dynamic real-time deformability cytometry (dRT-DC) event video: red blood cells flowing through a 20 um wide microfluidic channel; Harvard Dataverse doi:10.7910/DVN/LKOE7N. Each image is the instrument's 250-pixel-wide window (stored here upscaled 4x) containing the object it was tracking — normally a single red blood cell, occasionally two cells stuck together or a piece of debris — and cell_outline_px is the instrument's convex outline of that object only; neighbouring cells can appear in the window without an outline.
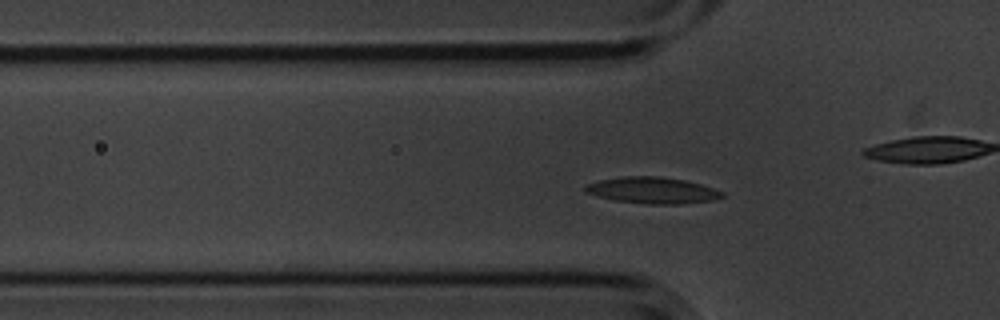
{"species": "common noctule bat (a hibernating species)", "species_latin": "Nyctalus noctula", "temperature_condition": "cold", "stored_images_in_passage": 54, "camera_frame_rate_fps": 3000, "um_per_image_px": 0.085, "animal": {"sex": "male", "body_mass_g": 20.1, "forearm_length_mm": 53.5}, "frame": {"image": 1, "passage_image": 15, "time_ms": 4.667, "image_size_px": [1000, 320], "cell_outline_px": [[724, 196], [712, 200], [680, 204], [648, 204], [616, 200], [584, 192], [584, 188], [588, 184], [600, 180], [620, 176], [656, 176], [684, 180], [700, 184], [724, 192]], "centroid_in_image_um": [55.46, 16.17], "position_along_channel_um": 70.3, "area_um2": 20.75}}
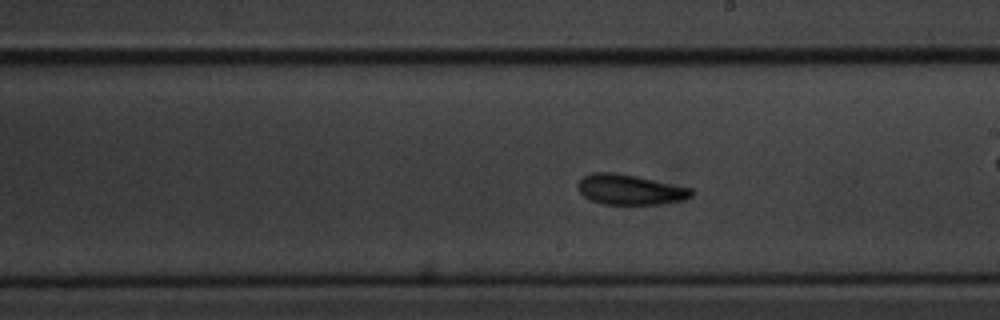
{"frame": {"image": 2, "passage_image": 29, "time_ms": 9.333, "image_size_px": [1000, 320], "cell_outline_px": [[696, 192], [692, 196], [684, 200], [664, 204], [604, 204], [592, 200], [584, 196], [580, 192], [576, 184], [584, 176], [592, 172], [612, 172], [636, 176], [692, 188]], "centroid_in_image_um": [53.58, 16.12], "position_along_channel_um": 235.4, "area_um2": 20.06}}
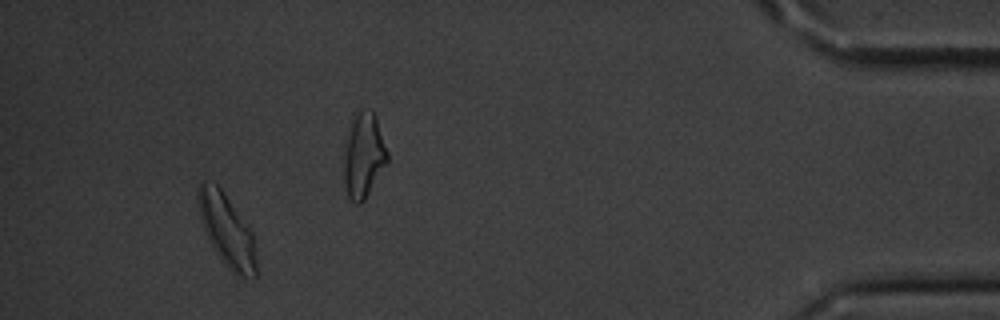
{"frame": {"image": 3, "passage_image": 50, "time_ms": 16.333, "image_size_px": [1000, 320], "cell_outline_px": [[260, 272], [256, 276], [244, 280], [240, 280], [220, 260], [212, 248], [208, 240], [200, 220], [196, 196], [196, 192], [200, 184], [204, 180], [216, 184], [220, 188], [252, 232]], "centroid_in_image_um": [19.3, 19.69], "position_along_channel_um": 415.9, "area_um2": 25.2}, "authors_computed_cell_mechanics": {"area_um2": 19.7387, "velocity_mm_per_s": 3.5281, "shape_relaxation_time_tau1_ms": 2.142, "shape_relaxation_time_tau2_ms": 2.1936, "deformation_change_tau1": 0.0967, "deformation_change_tau2": 0.086}}